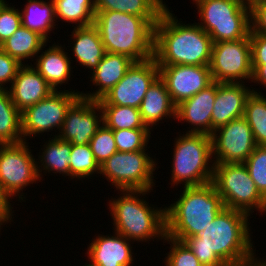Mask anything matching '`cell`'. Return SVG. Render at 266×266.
<instances>
[{
    "label": "cell",
    "instance_id": "cell-31",
    "mask_svg": "<svg viewBox=\"0 0 266 266\" xmlns=\"http://www.w3.org/2000/svg\"><path fill=\"white\" fill-rule=\"evenodd\" d=\"M254 89L247 98L243 117L253 132L257 146H266V97Z\"/></svg>",
    "mask_w": 266,
    "mask_h": 266
},
{
    "label": "cell",
    "instance_id": "cell-16",
    "mask_svg": "<svg viewBox=\"0 0 266 266\" xmlns=\"http://www.w3.org/2000/svg\"><path fill=\"white\" fill-rule=\"evenodd\" d=\"M159 76L175 106L193 97L213 80L209 66L158 65Z\"/></svg>",
    "mask_w": 266,
    "mask_h": 266
},
{
    "label": "cell",
    "instance_id": "cell-38",
    "mask_svg": "<svg viewBox=\"0 0 266 266\" xmlns=\"http://www.w3.org/2000/svg\"><path fill=\"white\" fill-rule=\"evenodd\" d=\"M22 25L20 11L7 2L0 8V44Z\"/></svg>",
    "mask_w": 266,
    "mask_h": 266
},
{
    "label": "cell",
    "instance_id": "cell-19",
    "mask_svg": "<svg viewBox=\"0 0 266 266\" xmlns=\"http://www.w3.org/2000/svg\"><path fill=\"white\" fill-rule=\"evenodd\" d=\"M129 242L132 241L116 231L113 236L98 234L87 248L89 263L92 266H132L134 253Z\"/></svg>",
    "mask_w": 266,
    "mask_h": 266
},
{
    "label": "cell",
    "instance_id": "cell-12",
    "mask_svg": "<svg viewBox=\"0 0 266 266\" xmlns=\"http://www.w3.org/2000/svg\"><path fill=\"white\" fill-rule=\"evenodd\" d=\"M209 69L215 82L245 83V79L251 81L253 69L249 35L235 41L213 43Z\"/></svg>",
    "mask_w": 266,
    "mask_h": 266
},
{
    "label": "cell",
    "instance_id": "cell-26",
    "mask_svg": "<svg viewBox=\"0 0 266 266\" xmlns=\"http://www.w3.org/2000/svg\"><path fill=\"white\" fill-rule=\"evenodd\" d=\"M24 9L19 10L21 22L27 29L37 32L47 42L50 31L57 25L55 16V4L53 0H27ZM49 33V34H48Z\"/></svg>",
    "mask_w": 266,
    "mask_h": 266
},
{
    "label": "cell",
    "instance_id": "cell-34",
    "mask_svg": "<svg viewBox=\"0 0 266 266\" xmlns=\"http://www.w3.org/2000/svg\"><path fill=\"white\" fill-rule=\"evenodd\" d=\"M150 129H120L113 130L118 152H135L147 150L151 137Z\"/></svg>",
    "mask_w": 266,
    "mask_h": 266
},
{
    "label": "cell",
    "instance_id": "cell-35",
    "mask_svg": "<svg viewBox=\"0 0 266 266\" xmlns=\"http://www.w3.org/2000/svg\"><path fill=\"white\" fill-rule=\"evenodd\" d=\"M89 145L99 166L117 152L113 130L106 127L103 123L89 141Z\"/></svg>",
    "mask_w": 266,
    "mask_h": 266
},
{
    "label": "cell",
    "instance_id": "cell-24",
    "mask_svg": "<svg viewBox=\"0 0 266 266\" xmlns=\"http://www.w3.org/2000/svg\"><path fill=\"white\" fill-rule=\"evenodd\" d=\"M71 33V40L74 42L70 43L73 44L71 51L76 61L80 66L94 71L106 53L97 27L94 24L74 26Z\"/></svg>",
    "mask_w": 266,
    "mask_h": 266
},
{
    "label": "cell",
    "instance_id": "cell-46",
    "mask_svg": "<svg viewBox=\"0 0 266 266\" xmlns=\"http://www.w3.org/2000/svg\"><path fill=\"white\" fill-rule=\"evenodd\" d=\"M257 262L261 265V266H266V260L264 261L263 259H256Z\"/></svg>",
    "mask_w": 266,
    "mask_h": 266
},
{
    "label": "cell",
    "instance_id": "cell-28",
    "mask_svg": "<svg viewBox=\"0 0 266 266\" xmlns=\"http://www.w3.org/2000/svg\"><path fill=\"white\" fill-rule=\"evenodd\" d=\"M49 138L48 142L46 141L43 145L41 155L37 159V170L39 177L42 180V170L45 172L59 173L64 177L69 176V164H70V155L72 144L70 142L63 141L58 137ZM41 164V165H38ZM41 167V168H40ZM47 171V172H46Z\"/></svg>",
    "mask_w": 266,
    "mask_h": 266
},
{
    "label": "cell",
    "instance_id": "cell-11",
    "mask_svg": "<svg viewBox=\"0 0 266 266\" xmlns=\"http://www.w3.org/2000/svg\"><path fill=\"white\" fill-rule=\"evenodd\" d=\"M29 143L0 144V180L5 192L10 197L18 196L20 202L23 190L28 185L41 182L37 170V160L29 150ZM23 189V190H22ZM22 191V193H21ZM15 195V196H14Z\"/></svg>",
    "mask_w": 266,
    "mask_h": 266
},
{
    "label": "cell",
    "instance_id": "cell-27",
    "mask_svg": "<svg viewBox=\"0 0 266 266\" xmlns=\"http://www.w3.org/2000/svg\"><path fill=\"white\" fill-rule=\"evenodd\" d=\"M47 43L37 32L21 25L11 37L1 44V49L12 58H15L21 65H24L25 59H34L47 46Z\"/></svg>",
    "mask_w": 266,
    "mask_h": 266
},
{
    "label": "cell",
    "instance_id": "cell-21",
    "mask_svg": "<svg viewBox=\"0 0 266 266\" xmlns=\"http://www.w3.org/2000/svg\"><path fill=\"white\" fill-rule=\"evenodd\" d=\"M134 62L124 54L106 52L90 77L93 85L99 87L93 92L89 91V93L81 91L80 95L83 98L98 101L123 78Z\"/></svg>",
    "mask_w": 266,
    "mask_h": 266
},
{
    "label": "cell",
    "instance_id": "cell-37",
    "mask_svg": "<svg viewBox=\"0 0 266 266\" xmlns=\"http://www.w3.org/2000/svg\"><path fill=\"white\" fill-rule=\"evenodd\" d=\"M163 241L170 244V252L163 260L165 266H203L195 254L183 241L176 240L166 235Z\"/></svg>",
    "mask_w": 266,
    "mask_h": 266
},
{
    "label": "cell",
    "instance_id": "cell-50",
    "mask_svg": "<svg viewBox=\"0 0 266 266\" xmlns=\"http://www.w3.org/2000/svg\"><path fill=\"white\" fill-rule=\"evenodd\" d=\"M83 266H92L90 263L88 264V263H86V264H84Z\"/></svg>",
    "mask_w": 266,
    "mask_h": 266
},
{
    "label": "cell",
    "instance_id": "cell-13",
    "mask_svg": "<svg viewBox=\"0 0 266 266\" xmlns=\"http://www.w3.org/2000/svg\"><path fill=\"white\" fill-rule=\"evenodd\" d=\"M158 76L159 67L154 57L134 62L123 78L98 103L140 108L148 88Z\"/></svg>",
    "mask_w": 266,
    "mask_h": 266
},
{
    "label": "cell",
    "instance_id": "cell-2",
    "mask_svg": "<svg viewBox=\"0 0 266 266\" xmlns=\"http://www.w3.org/2000/svg\"><path fill=\"white\" fill-rule=\"evenodd\" d=\"M167 7L154 26V55L158 65L209 66L213 41L196 22L183 24Z\"/></svg>",
    "mask_w": 266,
    "mask_h": 266
},
{
    "label": "cell",
    "instance_id": "cell-15",
    "mask_svg": "<svg viewBox=\"0 0 266 266\" xmlns=\"http://www.w3.org/2000/svg\"><path fill=\"white\" fill-rule=\"evenodd\" d=\"M101 123L102 109L98 101L80 96L68 109L60 132L51 136L74 145L89 144Z\"/></svg>",
    "mask_w": 266,
    "mask_h": 266
},
{
    "label": "cell",
    "instance_id": "cell-43",
    "mask_svg": "<svg viewBox=\"0 0 266 266\" xmlns=\"http://www.w3.org/2000/svg\"><path fill=\"white\" fill-rule=\"evenodd\" d=\"M10 199L12 198L5 192L0 180V209H2L12 219V213H14V211L12 210L13 207L10 203L12 201Z\"/></svg>",
    "mask_w": 266,
    "mask_h": 266
},
{
    "label": "cell",
    "instance_id": "cell-47",
    "mask_svg": "<svg viewBox=\"0 0 266 266\" xmlns=\"http://www.w3.org/2000/svg\"><path fill=\"white\" fill-rule=\"evenodd\" d=\"M242 2L250 5L251 3L255 2V1H258V0H241Z\"/></svg>",
    "mask_w": 266,
    "mask_h": 266
},
{
    "label": "cell",
    "instance_id": "cell-32",
    "mask_svg": "<svg viewBox=\"0 0 266 266\" xmlns=\"http://www.w3.org/2000/svg\"><path fill=\"white\" fill-rule=\"evenodd\" d=\"M102 122L112 130L149 129L142 122L139 108L117 105H100Z\"/></svg>",
    "mask_w": 266,
    "mask_h": 266
},
{
    "label": "cell",
    "instance_id": "cell-8",
    "mask_svg": "<svg viewBox=\"0 0 266 266\" xmlns=\"http://www.w3.org/2000/svg\"><path fill=\"white\" fill-rule=\"evenodd\" d=\"M224 206L250 216L255 210L266 212V199L258 191L244 163H214L213 180Z\"/></svg>",
    "mask_w": 266,
    "mask_h": 266
},
{
    "label": "cell",
    "instance_id": "cell-49",
    "mask_svg": "<svg viewBox=\"0 0 266 266\" xmlns=\"http://www.w3.org/2000/svg\"><path fill=\"white\" fill-rule=\"evenodd\" d=\"M199 1H201V0H193V2H195V3H193V4H196V3L199 2Z\"/></svg>",
    "mask_w": 266,
    "mask_h": 266
},
{
    "label": "cell",
    "instance_id": "cell-45",
    "mask_svg": "<svg viewBox=\"0 0 266 266\" xmlns=\"http://www.w3.org/2000/svg\"><path fill=\"white\" fill-rule=\"evenodd\" d=\"M242 266H261V265L257 262V260H255V261H253V262H251L249 264L242 265Z\"/></svg>",
    "mask_w": 266,
    "mask_h": 266
},
{
    "label": "cell",
    "instance_id": "cell-33",
    "mask_svg": "<svg viewBox=\"0 0 266 266\" xmlns=\"http://www.w3.org/2000/svg\"><path fill=\"white\" fill-rule=\"evenodd\" d=\"M69 164V176L71 180L91 178L100 174V166L96 162L89 144H72ZM86 177V178H85Z\"/></svg>",
    "mask_w": 266,
    "mask_h": 266
},
{
    "label": "cell",
    "instance_id": "cell-6",
    "mask_svg": "<svg viewBox=\"0 0 266 266\" xmlns=\"http://www.w3.org/2000/svg\"><path fill=\"white\" fill-rule=\"evenodd\" d=\"M212 138L203 133L179 134L175 138L171 186H201L211 183L214 173ZM212 163V165H211Z\"/></svg>",
    "mask_w": 266,
    "mask_h": 266
},
{
    "label": "cell",
    "instance_id": "cell-29",
    "mask_svg": "<svg viewBox=\"0 0 266 266\" xmlns=\"http://www.w3.org/2000/svg\"><path fill=\"white\" fill-rule=\"evenodd\" d=\"M22 141L21 112L12 102L9 90H0V144Z\"/></svg>",
    "mask_w": 266,
    "mask_h": 266
},
{
    "label": "cell",
    "instance_id": "cell-5",
    "mask_svg": "<svg viewBox=\"0 0 266 266\" xmlns=\"http://www.w3.org/2000/svg\"><path fill=\"white\" fill-rule=\"evenodd\" d=\"M150 192L149 190H120L119 193L122 196L109 200L108 209L113 219L114 231L134 242H147L154 238L165 239L166 207L158 209L151 204L149 206V202L144 200L143 196Z\"/></svg>",
    "mask_w": 266,
    "mask_h": 266
},
{
    "label": "cell",
    "instance_id": "cell-23",
    "mask_svg": "<svg viewBox=\"0 0 266 266\" xmlns=\"http://www.w3.org/2000/svg\"><path fill=\"white\" fill-rule=\"evenodd\" d=\"M139 110L142 122L150 130H152V126L158 125L160 121L168 118L176 119V106L173 104L160 76L148 88Z\"/></svg>",
    "mask_w": 266,
    "mask_h": 266
},
{
    "label": "cell",
    "instance_id": "cell-10",
    "mask_svg": "<svg viewBox=\"0 0 266 266\" xmlns=\"http://www.w3.org/2000/svg\"><path fill=\"white\" fill-rule=\"evenodd\" d=\"M75 90H54L47 97L21 112V131L23 141L27 136L40 135L44 132H60L70 106L81 96ZM31 136V137H30Z\"/></svg>",
    "mask_w": 266,
    "mask_h": 266
},
{
    "label": "cell",
    "instance_id": "cell-30",
    "mask_svg": "<svg viewBox=\"0 0 266 266\" xmlns=\"http://www.w3.org/2000/svg\"><path fill=\"white\" fill-rule=\"evenodd\" d=\"M56 20L75 24L77 27L94 24V0H53ZM77 23V24H76Z\"/></svg>",
    "mask_w": 266,
    "mask_h": 266
},
{
    "label": "cell",
    "instance_id": "cell-44",
    "mask_svg": "<svg viewBox=\"0 0 266 266\" xmlns=\"http://www.w3.org/2000/svg\"><path fill=\"white\" fill-rule=\"evenodd\" d=\"M11 221H13V219H11L2 209H0V229L1 225H5L6 223H9Z\"/></svg>",
    "mask_w": 266,
    "mask_h": 266
},
{
    "label": "cell",
    "instance_id": "cell-17",
    "mask_svg": "<svg viewBox=\"0 0 266 266\" xmlns=\"http://www.w3.org/2000/svg\"><path fill=\"white\" fill-rule=\"evenodd\" d=\"M253 90L244 83L216 82V98L211 115V135L231 120L244 116L248 96Z\"/></svg>",
    "mask_w": 266,
    "mask_h": 266
},
{
    "label": "cell",
    "instance_id": "cell-3",
    "mask_svg": "<svg viewBox=\"0 0 266 266\" xmlns=\"http://www.w3.org/2000/svg\"><path fill=\"white\" fill-rule=\"evenodd\" d=\"M94 25L107 53L124 54L135 62L154 55V27L143 17L118 11H96Z\"/></svg>",
    "mask_w": 266,
    "mask_h": 266
},
{
    "label": "cell",
    "instance_id": "cell-41",
    "mask_svg": "<svg viewBox=\"0 0 266 266\" xmlns=\"http://www.w3.org/2000/svg\"><path fill=\"white\" fill-rule=\"evenodd\" d=\"M252 64H266V35L249 33Z\"/></svg>",
    "mask_w": 266,
    "mask_h": 266
},
{
    "label": "cell",
    "instance_id": "cell-40",
    "mask_svg": "<svg viewBox=\"0 0 266 266\" xmlns=\"http://www.w3.org/2000/svg\"><path fill=\"white\" fill-rule=\"evenodd\" d=\"M250 7V33L266 35V1L258 0Z\"/></svg>",
    "mask_w": 266,
    "mask_h": 266
},
{
    "label": "cell",
    "instance_id": "cell-7",
    "mask_svg": "<svg viewBox=\"0 0 266 266\" xmlns=\"http://www.w3.org/2000/svg\"><path fill=\"white\" fill-rule=\"evenodd\" d=\"M197 6V24L213 43L235 41L250 33V7L241 0H201Z\"/></svg>",
    "mask_w": 266,
    "mask_h": 266
},
{
    "label": "cell",
    "instance_id": "cell-42",
    "mask_svg": "<svg viewBox=\"0 0 266 266\" xmlns=\"http://www.w3.org/2000/svg\"><path fill=\"white\" fill-rule=\"evenodd\" d=\"M253 74L251 83H258L266 87V64H252Z\"/></svg>",
    "mask_w": 266,
    "mask_h": 266
},
{
    "label": "cell",
    "instance_id": "cell-1",
    "mask_svg": "<svg viewBox=\"0 0 266 266\" xmlns=\"http://www.w3.org/2000/svg\"><path fill=\"white\" fill-rule=\"evenodd\" d=\"M248 219V214L225 207L201 234L182 241L203 266L246 265L257 259Z\"/></svg>",
    "mask_w": 266,
    "mask_h": 266
},
{
    "label": "cell",
    "instance_id": "cell-36",
    "mask_svg": "<svg viewBox=\"0 0 266 266\" xmlns=\"http://www.w3.org/2000/svg\"><path fill=\"white\" fill-rule=\"evenodd\" d=\"M244 165L258 191L266 199V146H256Z\"/></svg>",
    "mask_w": 266,
    "mask_h": 266
},
{
    "label": "cell",
    "instance_id": "cell-22",
    "mask_svg": "<svg viewBox=\"0 0 266 266\" xmlns=\"http://www.w3.org/2000/svg\"><path fill=\"white\" fill-rule=\"evenodd\" d=\"M59 43L49 46L45 51H40V55L35 58L34 68L47 81L53 90H59V85L68 83L71 77V57L64 51Z\"/></svg>",
    "mask_w": 266,
    "mask_h": 266
},
{
    "label": "cell",
    "instance_id": "cell-20",
    "mask_svg": "<svg viewBox=\"0 0 266 266\" xmlns=\"http://www.w3.org/2000/svg\"><path fill=\"white\" fill-rule=\"evenodd\" d=\"M8 88L12 102L20 112L33 106L54 90L40 73L30 65L22 64L18 69L12 85Z\"/></svg>",
    "mask_w": 266,
    "mask_h": 266
},
{
    "label": "cell",
    "instance_id": "cell-18",
    "mask_svg": "<svg viewBox=\"0 0 266 266\" xmlns=\"http://www.w3.org/2000/svg\"><path fill=\"white\" fill-rule=\"evenodd\" d=\"M216 98V82L213 81L193 97L176 106V119L187 122L192 129L187 133H203L211 136V115Z\"/></svg>",
    "mask_w": 266,
    "mask_h": 266
},
{
    "label": "cell",
    "instance_id": "cell-4",
    "mask_svg": "<svg viewBox=\"0 0 266 266\" xmlns=\"http://www.w3.org/2000/svg\"><path fill=\"white\" fill-rule=\"evenodd\" d=\"M183 189L180 197L166 207V235L179 241L201 234L225 208L212 182Z\"/></svg>",
    "mask_w": 266,
    "mask_h": 266
},
{
    "label": "cell",
    "instance_id": "cell-39",
    "mask_svg": "<svg viewBox=\"0 0 266 266\" xmlns=\"http://www.w3.org/2000/svg\"><path fill=\"white\" fill-rule=\"evenodd\" d=\"M20 66L21 64L15 58H12L0 48V90L8 89L6 85L8 83L12 85Z\"/></svg>",
    "mask_w": 266,
    "mask_h": 266
},
{
    "label": "cell",
    "instance_id": "cell-48",
    "mask_svg": "<svg viewBox=\"0 0 266 266\" xmlns=\"http://www.w3.org/2000/svg\"><path fill=\"white\" fill-rule=\"evenodd\" d=\"M5 2V0H0V8L4 5Z\"/></svg>",
    "mask_w": 266,
    "mask_h": 266
},
{
    "label": "cell",
    "instance_id": "cell-25",
    "mask_svg": "<svg viewBox=\"0 0 266 266\" xmlns=\"http://www.w3.org/2000/svg\"><path fill=\"white\" fill-rule=\"evenodd\" d=\"M96 11H118L145 18L153 27L167 7L163 0H94Z\"/></svg>",
    "mask_w": 266,
    "mask_h": 266
},
{
    "label": "cell",
    "instance_id": "cell-14",
    "mask_svg": "<svg viewBox=\"0 0 266 266\" xmlns=\"http://www.w3.org/2000/svg\"><path fill=\"white\" fill-rule=\"evenodd\" d=\"M211 138L214 163H244L257 146L244 117L214 130Z\"/></svg>",
    "mask_w": 266,
    "mask_h": 266
},
{
    "label": "cell",
    "instance_id": "cell-9",
    "mask_svg": "<svg viewBox=\"0 0 266 266\" xmlns=\"http://www.w3.org/2000/svg\"><path fill=\"white\" fill-rule=\"evenodd\" d=\"M146 150L115 152L102 165L100 175L116 190H153L156 161ZM110 180V181H109Z\"/></svg>",
    "mask_w": 266,
    "mask_h": 266
}]
</instances>
